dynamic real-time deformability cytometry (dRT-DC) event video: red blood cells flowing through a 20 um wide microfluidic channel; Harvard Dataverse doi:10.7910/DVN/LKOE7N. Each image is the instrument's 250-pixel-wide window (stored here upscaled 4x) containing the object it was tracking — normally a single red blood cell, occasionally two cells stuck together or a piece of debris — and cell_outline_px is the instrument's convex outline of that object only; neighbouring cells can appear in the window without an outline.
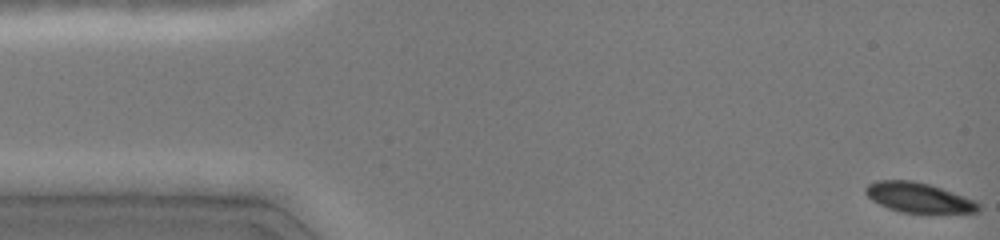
{"species": "common noctule bat (a hibernating species)", "species_latin": "Nyctalus noctula", "temperature_condition": "cold", "stored_images_in_passage": 38, "camera_frame_rate_fps": 3000, "um_per_image_px": 0.085, "animal": {"sex": "female", "body_mass_g": 19.0, "forearm_length_mm": 51.5}, "frame": {"image": 1, "passage_image": 1, "time_ms": 0.0, "image_size_px": [1000, 240], "cell_outline_px": [[980, 212], [900, 212], [888, 208], [872, 200], [864, 192], [864, 188], [868, 184], [876, 180], [912, 180], [928, 184], [976, 200], [980, 204]], "centroid_in_image_um": [78.06, 16.78], "position_along_channel_um": 6.9, "area_um2": 19.48}}
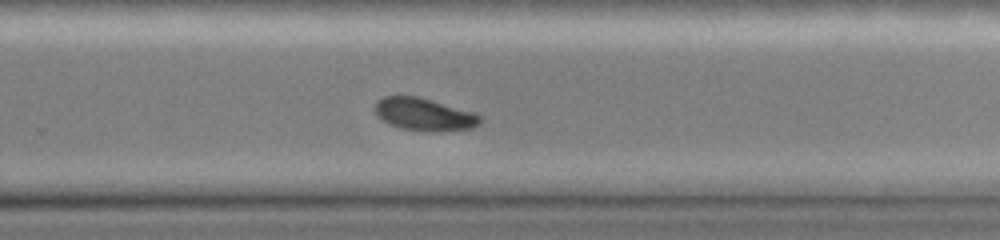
{"frame": {"image": 2, "passage_image": 27, "time_ms": 10.0, "image_size_px": [1000, 240], "cell_outline_px": [[480, 124], [472, 128], [400, 128], [388, 124], [376, 112], [376, 100], [384, 96], [420, 96], [476, 112], [480, 116]], "centroid_in_image_um": [36.05, 9.64], "position_along_channel_um": 293.8, "area_um2": 19.02}}
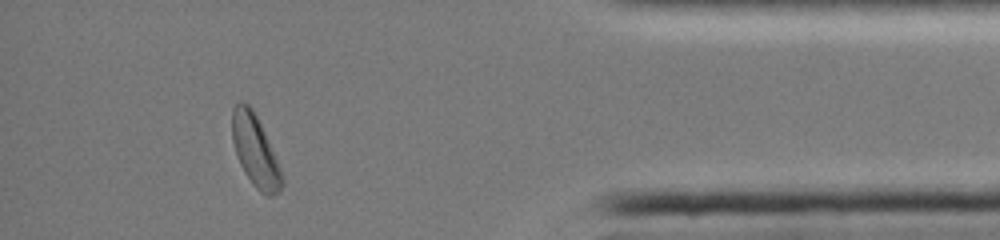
{"frame": {"image": 3, "passage_image": 35, "time_ms": 13.667, "image_size_px": [1000, 240], "cell_outline_px": [[284, 184], [272, 196], [268, 196], [260, 192], [252, 184], [244, 172], [240, 164], [232, 140], [232, 108], [240, 100], [248, 104], [252, 108], [260, 124], [280, 168], [284, 180]], "centroid_in_image_um": [21.67, 12.82], "position_along_channel_um": 413.5, "area_um2": 20.35}}